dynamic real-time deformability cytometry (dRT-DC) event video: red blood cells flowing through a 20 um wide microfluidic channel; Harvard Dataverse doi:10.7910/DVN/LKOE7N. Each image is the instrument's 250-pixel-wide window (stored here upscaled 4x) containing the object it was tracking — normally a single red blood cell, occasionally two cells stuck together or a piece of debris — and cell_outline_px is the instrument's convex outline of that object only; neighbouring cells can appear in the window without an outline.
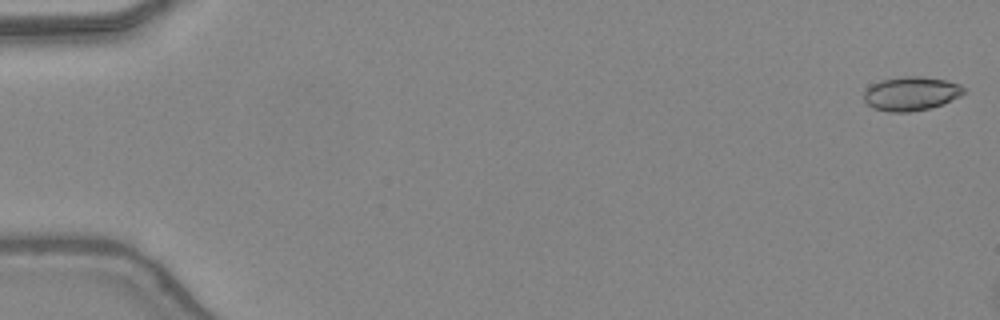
{"species": "common noctule bat (a hibernating species)", "species_latin": "Nyctalus noctula", "temperature_condition": "warm", "stored_images_in_passage": 5, "segment_of_instrument_passage": [1, 2], "camera_frame_rate_fps": 3000, "um_per_image_px": 0.085, "animal": {"sex": "female", "body_mass_g": 24.6, "forearm_length_mm": 56.2}, "frame": {"image": 1, "passage_image": 1, "time_ms": 0.0, "image_size_px": [1000, 320], "cell_outline_px": [[964, 92], [960, 96], [944, 104], [932, 108], [908, 112], [888, 112], [872, 108], [864, 100], [864, 92], [872, 84], [880, 80], [904, 76], [920, 76], [944, 80], [960, 84], [964, 88]], "centroid_in_image_um": [77.44, 7.97], "position_along_channel_um": 7.6, "area_um2": 19.83}}